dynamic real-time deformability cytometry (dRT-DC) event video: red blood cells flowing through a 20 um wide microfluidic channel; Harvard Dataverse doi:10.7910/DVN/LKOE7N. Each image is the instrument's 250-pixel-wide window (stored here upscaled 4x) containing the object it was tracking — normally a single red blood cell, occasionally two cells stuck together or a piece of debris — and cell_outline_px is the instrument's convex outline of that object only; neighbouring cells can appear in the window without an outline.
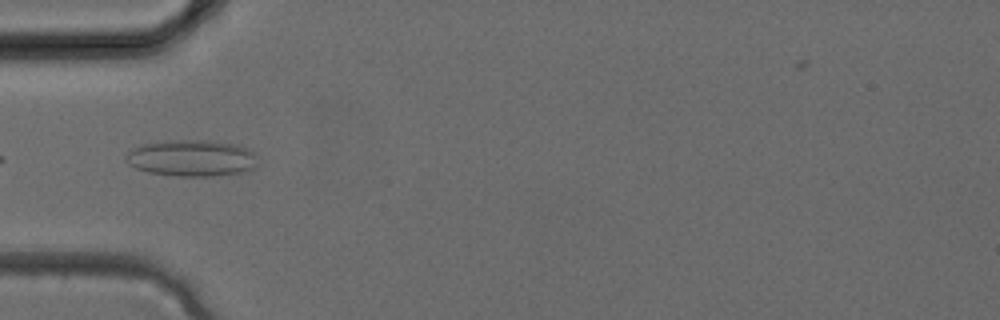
{"species": "common noctule bat (a hibernating species)", "species_latin": "Nyctalus noctula", "temperature_condition": "cold", "stored_images_in_passage": 3, "camera_frame_rate_fps": 3000, "um_per_image_px": 0.085, "animal": {"sex": "female", "body_mass_g": 24.6, "forearm_length_mm": 56.2}, "frame": {"image": 1, "passage_image": 3, "time_ms": 0.667, "image_size_px": [1000, 320], "cell_outline_px": [[256, 168], [240, 172], [212, 176], [176, 176], [148, 172], [136, 168], [128, 164], [124, 160], [124, 156], [132, 148], [144, 144], [168, 140], [212, 140], [236, 144], [252, 152], [256, 156]], "centroid_in_image_um": [16.25, 13.43], "position_along_channel_um": 68.7, "area_um2": 28.09}}